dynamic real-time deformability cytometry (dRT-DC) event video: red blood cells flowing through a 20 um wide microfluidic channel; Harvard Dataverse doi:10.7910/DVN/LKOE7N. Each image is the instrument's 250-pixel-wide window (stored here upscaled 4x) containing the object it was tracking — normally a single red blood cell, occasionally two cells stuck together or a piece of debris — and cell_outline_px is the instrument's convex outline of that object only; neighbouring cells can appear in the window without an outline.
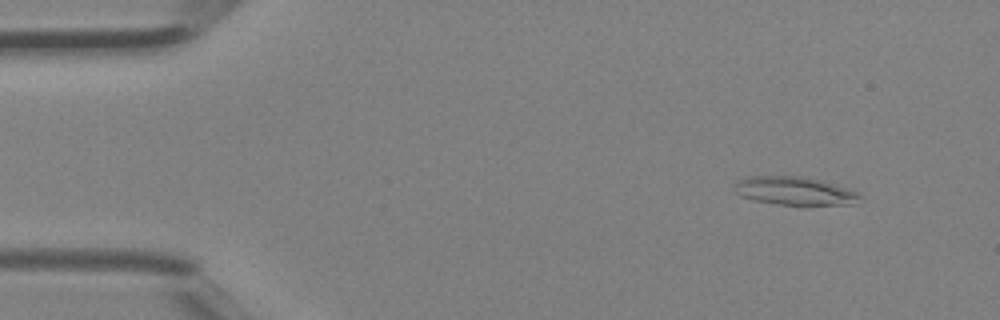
{"species": "Egyptian fruit bat (a non-hibernating species)", "species_latin": "Rousettus aegyptiacus", "temperature_condition": "room temperature", "stored_images_in_passage": 41, "camera_frame_rate_fps": 3000, "um_per_image_px": 0.085, "animal": {"sex": "female"}, "frame": {"image": 1, "passage_image": 4, "time_ms": 1.0, "image_size_px": [1000, 320], "cell_outline_px": [[860, 196], [852, 204], [804, 208], [776, 204], [752, 200], [740, 196], [732, 188], [732, 184], [744, 176], [800, 176], [824, 180], [848, 188], [856, 192]], "centroid_in_image_um": [67.51, 16.26], "position_along_channel_um": 17.5, "area_um2": 21.79}}
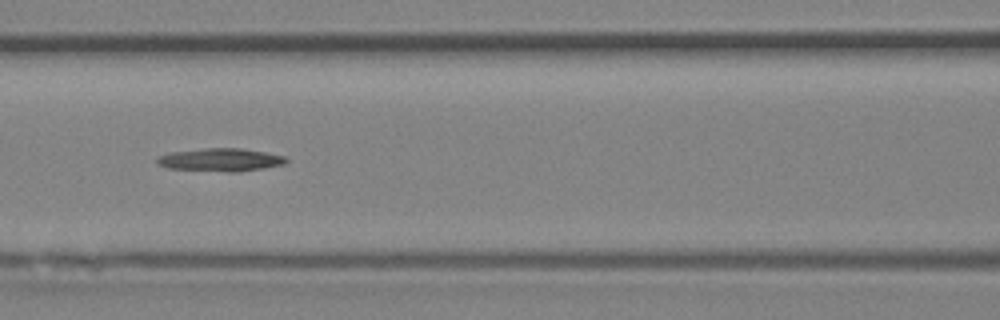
{"frame": {"image": 2, "passage_image": 18, "time_ms": 5.667, "image_size_px": [1000, 320], "cell_outline_px": [[288, 160], [284, 164], [264, 168], [236, 172], [228, 172], [168, 168], [156, 164], [156, 160], [160, 156], [168, 152], [204, 148], [240, 148], [264, 152], [284, 156]], "centroid_in_image_um": [18.71, 13.58], "position_along_channel_um": 147.9, "area_um2": 17.28}}
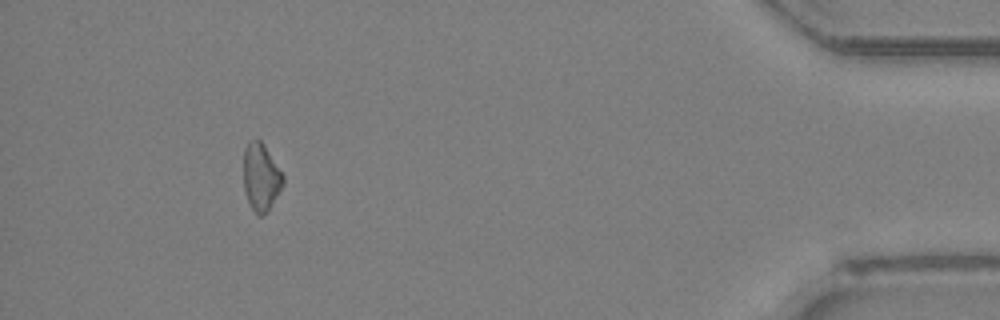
{"frame": {"image": 3, "passage_image": 38, "time_ms": 12.333, "image_size_px": [1000, 320], "cell_outline_px": [[284, 184], [268, 212], [260, 216], [256, 216], [244, 192], [244, 148], [252, 140], [260, 140], [264, 144], [284, 176]], "centroid_in_image_um": [22.19, 15.09], "position_along_channel_um": 413.0, "area_um2": 15.55}}